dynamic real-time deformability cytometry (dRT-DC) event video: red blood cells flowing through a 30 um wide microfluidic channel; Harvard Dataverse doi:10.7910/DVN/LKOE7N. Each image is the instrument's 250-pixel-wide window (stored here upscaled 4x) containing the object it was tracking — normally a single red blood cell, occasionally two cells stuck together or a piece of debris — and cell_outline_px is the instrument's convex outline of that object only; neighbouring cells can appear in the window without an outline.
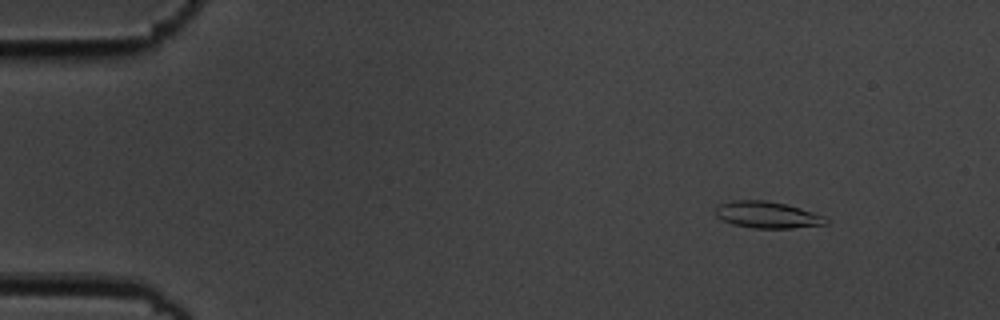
{"species": "common noctule bat (a hibernating species)", "species_latin": "Nyctalus noctula", "temperature_condition": "cold", "stored_images_in_passage": 56, "camera_frame_rate_fps": 3000, "um_per_image_px": 0.085, "animal": {"sex": "male", "body_mass_g": 19.5, "forearm_length_mm": 54.6}, "frame": {"image": 1, "passage_image": 7, "time_ms": 2.0, "image_size_px": [1000, 320], "cell_outline_px": [[828, 224], [792, 228], [752, 228], [732, 224], [716, 216], [716, 208], [720, 204], [732, 200], [764, 200], [784, 204], [800, 208], [824, 216], [828, 220]], "centroid_in_image_um": [65.22, 18.26], "position_along_channel_um": 19.8, "area_um2": 16.99}}
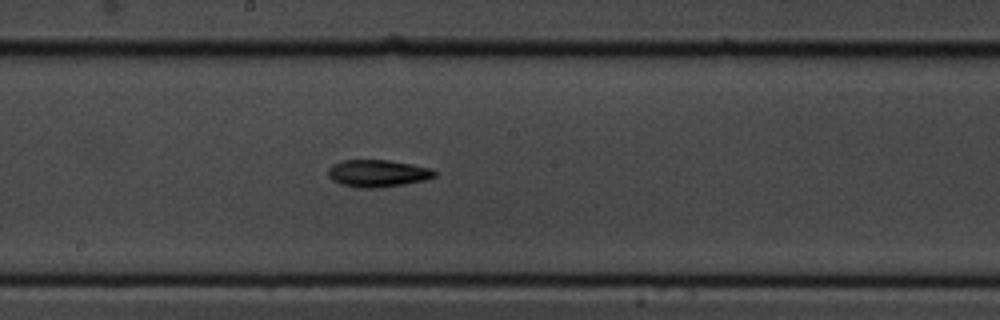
{"frame": {"image": 2, "passage_image": 31, "time_ms": 10.0, "image_size_px": [1000, 320], "cell_outline_px": [[436, 176], [424, 180], [404, 184], [380, 188], [360, 188], [340, 184], [332, 180], [328, 176], [328, 168], [332, 164], [344, 160], [388, 160], [412, 164], [432, 168], [436, 172]], "centroid_in_image_um": [32.09, 14.73], "position_along_channel_um": 216.1, "area_um2": 16.99}}
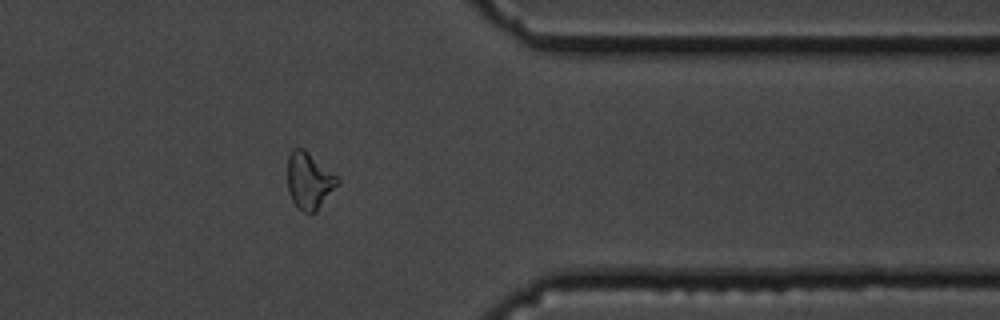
{"frame": {"image": 3, "passage_image": 46, "time_ms": 15.0, "image_size_px": [1000, 320], "cell_outline_px": [[340, 184], [316, 212], [312, 216], [296, 208], [288, 192], [288, 156], [292, 148], [304, 148], [336, 176], [340, 180]], "centroid_in_image_um": [26.28, 15.41], "position_along_channel_um": 385.1, "area_um2": 16.76}, "authors_computed_cell_mechanics": {"area_um2": 16.5886, "velocity_mm_per_s": 3.6133, "shape_relaxation_time_tau1_ms": 8.8853, "shape_relaxation_time_tau2_ms": null, "deformation_change_tau1": 0.1725, "deformation_change_tau2": null}}